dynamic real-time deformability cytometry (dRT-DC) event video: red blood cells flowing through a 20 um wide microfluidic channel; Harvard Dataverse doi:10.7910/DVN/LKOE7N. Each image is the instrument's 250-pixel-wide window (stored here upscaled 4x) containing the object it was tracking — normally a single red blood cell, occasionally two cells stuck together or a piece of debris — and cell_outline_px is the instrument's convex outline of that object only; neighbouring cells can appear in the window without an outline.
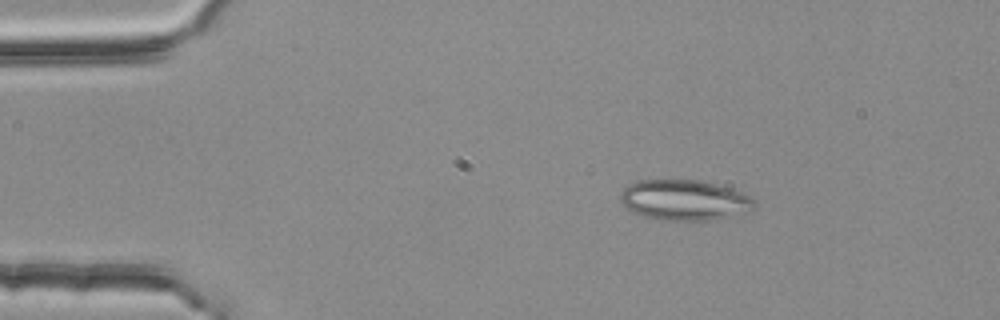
{"species": "common noctule bat (a hibernating species)", "species_latin": "Nyctalus noctula", "temperature_condition": "room temperature", "stored_images_in_passage": 47, "camera_frame_rate_fps": 3000, "um_per_image_px": 0.085, "animal": {"sex": "female", "body_mass_g": 25.1}, "frame": {"image": 1, "passage_image": 2, "time_ms": 0.333, "image_size_px": [1000, 320], "cell_outline_px": [[756, 204], [752, 212], [712, 220], [664, 220], [644, 216], [632, 212], [620, 200], [620, 192], [624, 188], [640, 180], [700, 180], [732, 188], [744, 192], [756, 200]], "centroid_in_image_um": [58.26, 17.01], "position_along_channel_um": 26.7, "area_um2": 31.85}}
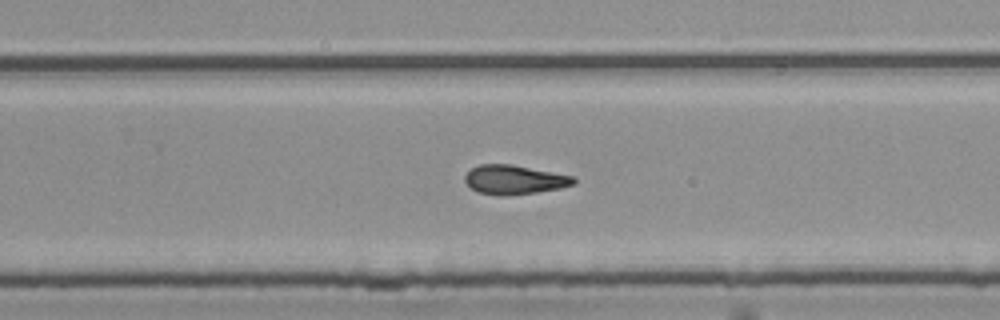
{"frame": {"image": 2, "passage_image": 28, "time_ms": 9.0, "image_size_px": [1000, 320], "cell_outline_px": [[576, 184], [560, 188], [536, 192], [508, 196], [500, 196], [476, 192], [464, 180], [464, 176], [472, 168], [480, 164], [512, 164], [576, 176]], "centroid_in_image_um": [43.75, 15.27], "position_along_channel_um": 286.0, "area_um2": 18.73}}
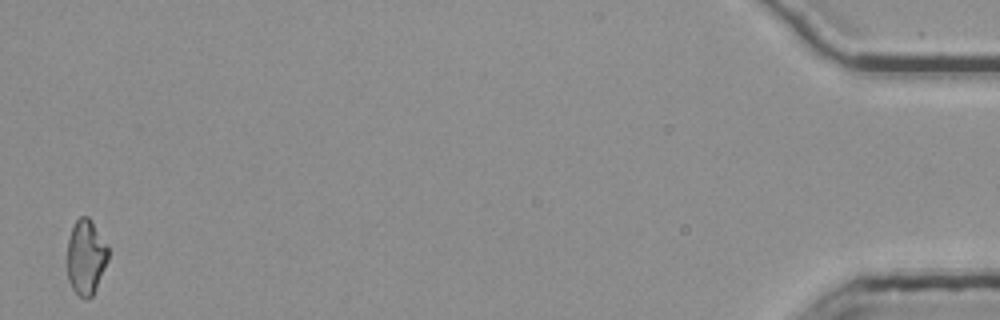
{"frame": {"image": 3, "passage_image": 47, "time_ms": 15.333, "image_size_px": [1000, 320], "cell_outline_px": [[108, 260], [96, 288], [92, 296], [88, 300], [80, 296], [72, 288], [68, 280], [68, 236], [76, 220], [80, 216], [88, 216], [108, 244]], "centroid_in_image_um": [7.31, 21.84], "position_along_channel_um": 427.9, "area_um2": 17.92}, "authors_computed_cell_mechanics": {"area_um2": 18.7272, "velocity_mm_per_s": 3.747, "shape_relaxation_time_tau1_ms": null, "shape_relaxation_time_tau2_ms": 4.0542, "deformation_change_tau1": null, "deformation_change_tau2": 0.1316}}